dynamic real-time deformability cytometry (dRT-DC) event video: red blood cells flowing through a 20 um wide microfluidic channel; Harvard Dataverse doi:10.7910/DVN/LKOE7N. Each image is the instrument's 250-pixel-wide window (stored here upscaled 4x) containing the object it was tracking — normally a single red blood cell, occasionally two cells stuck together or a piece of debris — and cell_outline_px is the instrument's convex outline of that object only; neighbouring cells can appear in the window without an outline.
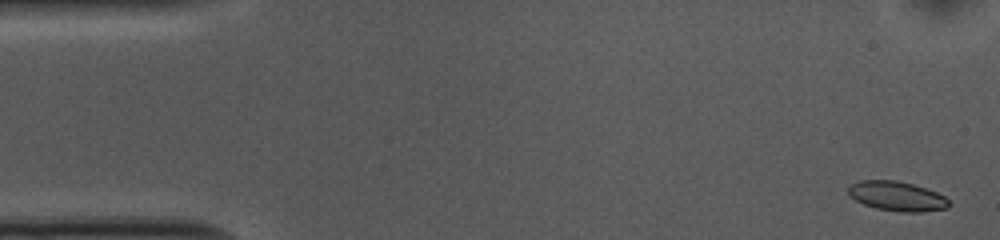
{"species": "common noctule bat (a hibernating species)", "species_latin": "Nyctalus noctula", "temperature_condition": "cold", "stored_images_in_passage": 54, "camera_frame_rate_fps": 3000, "um_per_image_px": 0.085, "animal": {"sex": "female", "body_mass_g": 10.0, "forearm_length_mm": 53.1}, "frame": {"image": 1, "passage_image": 2, "time_ms": 0.333, "image_size_px": [1000, 240], "cell_outline_px": [[948, 208], [920, 212], [900, 212], [876, 208], [864, 204], [848, 196], [848, 188], [852, 184], [860, 180], [896, 180], [912, 184], [936, 192], [944, 196], [948, 200]], "centroid_in_image_um": [76.21, 16.68], "position_along_channel_um": 8.8, "area_um2": 17.22}}
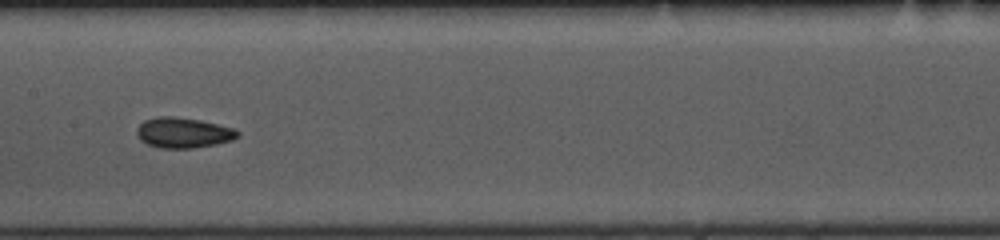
{"frame": {"image": 2, "passage_image": 26, "time_ms": 8.333, "image_size_px": [1000, 240], "cell_outline_px": [[240, 136], [232, 140], [216, 144], [192, 148], [160, 148], [148, 144], [140, 140], [136, 136], [136, 128], [144, 120], [156, 116], [172, 116], [200, 120], [232, 128], [240, 132]], "centroid_in_image_um": [15.55, 11.28], "position_along_channel_um": 191.9, "area_um2": 17.92}}
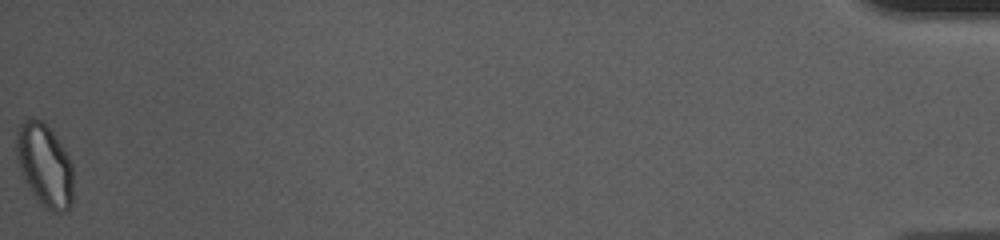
{"frame": {"image": 3, "passage_image": 54, "time_ms": 17.667, "image_size_px": [1000, 240], "cell_outline_px": [[72, 204], [68, 212], [52, 212], [44, 208], [28, 188], [20, 172], [16, 152], [16, 132], [20, 124], [24, 120], [44, 120], [64, 148], [72, 164]], "centroid_in_image_um": [3.79, 14.07], "position_along_channel_um": 431.4, "area_um2": 27.69}, "authors_computed_cell_mechanics": {"area_um2": 17.6868, "velocity_mm_per_s": 3.675, "shape_relaxation_time_tau1_ms": 4.5351, "shape_relaxation_time_tau2_ms": 1.7224, "deformation_change_tau1": 0.1162, "deformation_change_tau2": 0.0675}}